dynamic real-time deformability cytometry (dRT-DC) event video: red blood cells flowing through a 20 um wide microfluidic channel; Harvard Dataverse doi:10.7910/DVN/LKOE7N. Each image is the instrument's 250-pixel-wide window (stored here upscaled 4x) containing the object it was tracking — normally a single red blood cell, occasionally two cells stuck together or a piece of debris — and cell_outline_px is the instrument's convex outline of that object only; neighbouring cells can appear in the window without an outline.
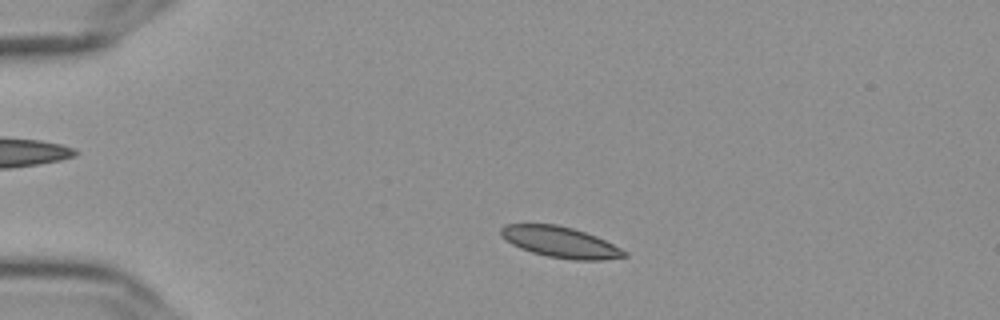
{"species": "Egyptian fruit bat (a non-hibernating species)", "species_latin": "Rousettus aegyptiacus", "temperature_condition": "cold", "stored_images_in_passage": 46, "camera_frame_rate_fps": 3000, "um_per_image_px": 0.085, "frame": {"image": 1, "passage_image": 2, "time_ms": 0.333, "image_size_px": [1000, 320], "cell_outline_px": [[628, 256], [604, 260], [572, 260], [548, 256], [532, 252], [520, 248], [512, 244], [500, 236], [500, 228], [504, 224], [556, 224], [572, 228], [596, 236], [628, 252]], "centroid_in_image_um": [47.61, 20.58], "position_along_channel_um": 37.4, "area_um2": 22.2}}
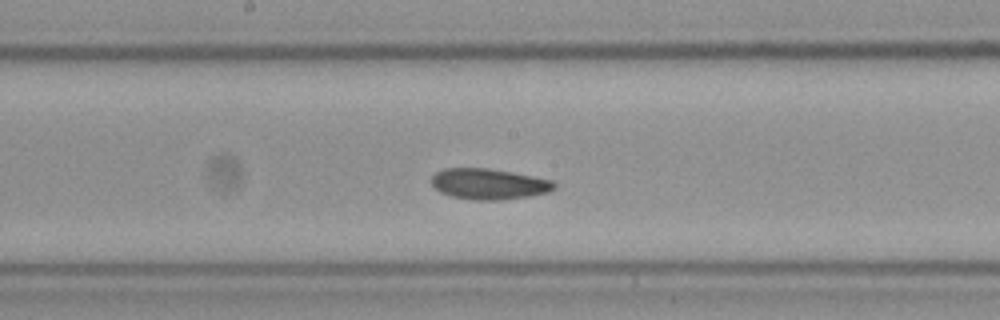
{"frame": {"image": 2, "passage_image": 20, "time_ms": 6.333, "image_size_px": [1000, 320], "cell_outline_px": [[556, 188], [548, 192], [528, 196], [500, 200], [472, 200], [452, 196], [440, 192], [432, 184], [432, 176], [436, 172], [444, 168], [488, 168], [512, 172], [552, 180], [556, 184]], "centroid_in_image_um": [41.55, 15.63], "position_along_channel_um": 206.6, "area_um2": 21.96}}
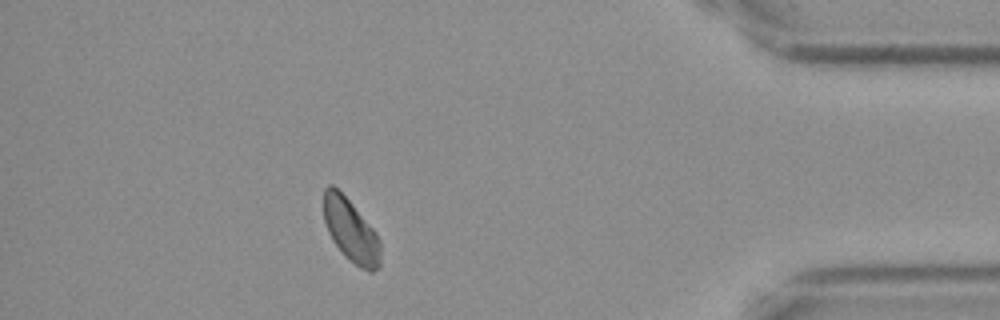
{"frame": {"image": 3, "passage_image": 40, "time_ms": 13.0, "image_size_px": [1000, 320], "cell_outline_px": [[380, 268], [372, 272], [368, 272], [360, 268], [344, 256], [332, 240], [328, 232], [324, 220], [324, 188], [328, 184], [332, 184], [352, 204], [372, 228], [380, 240]], "centroid_in_image_um": [29.82, 19.64], "position_along_channel_um": 405.4, "area_um2": 20.75}, "authors_computed_cell_mechanics": {"area_um2": 21.6461, "velocity_mm_per_s": 3.5821, "shape_relaxation_time_tau1_ms": 10.3156, "shape_relaxation_time_tau2_ms": 6.0298, "deformation_change_tau1": 0.1313, "deformation_change_tau2": 0.0758}}